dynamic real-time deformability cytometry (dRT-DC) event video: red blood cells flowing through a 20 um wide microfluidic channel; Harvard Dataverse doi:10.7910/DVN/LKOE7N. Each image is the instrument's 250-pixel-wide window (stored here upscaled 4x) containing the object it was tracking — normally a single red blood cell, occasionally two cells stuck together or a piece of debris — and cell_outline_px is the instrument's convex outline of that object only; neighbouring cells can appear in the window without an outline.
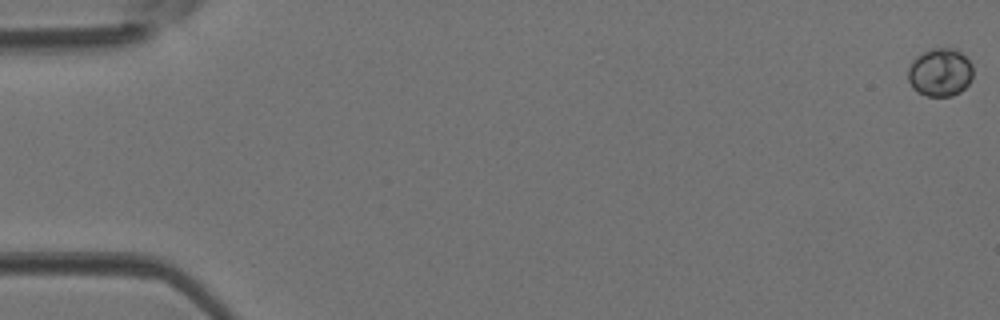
{"species": "Egyptian fruit bat (a non-hibernating species)", "species_latin": "Rousettus aegyptiacus", "temperature_condition": "room temperature", "stored_images_in_passage": 44, "camera_frame_rate_fps": 3000, "um_per_image_px": 0.085, "animal": {"sex": "female"}, "frame": {"image": 1, "passage_image": 1, "time_ms": 0.0, "image_size_px": [1000, 320], "cell_outline_px": [[972, 80], [960, 92], [952, 96], [928, 96], [916, 92], [912, 88], [908, 80], [908, 68], [912, 60], [916, 56], [932, 48], [956, 48], [972, 64]], "centroid_in_image_um": [79.89, 6.16], "position_along_channel_um": 5.1, "area_um2": 18.38}}
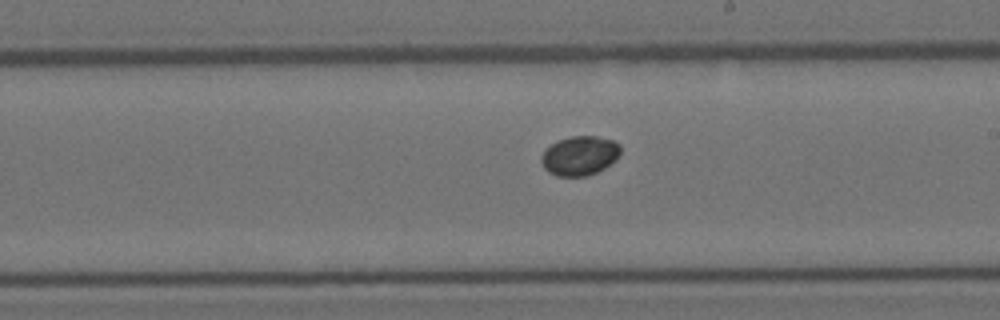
{"frame": {"image": 2, "passage_image": 26, "time_ms": 8.333, "image_size_px": [1000, 320], "cell_outline_px": [[620, 152], [616, 160], [604, 168], [588, 176], [556, 176], [548, 172], [544, 168], [540, 160], [540, 156], [552, 144], [560, 140], [572, 136], [596, 136], [612, 140], [620, 144]], "centroid_in_image_um": [49.28, 13.24], "position_along_channel_um": 239.7, "area_um2": 18.09}}
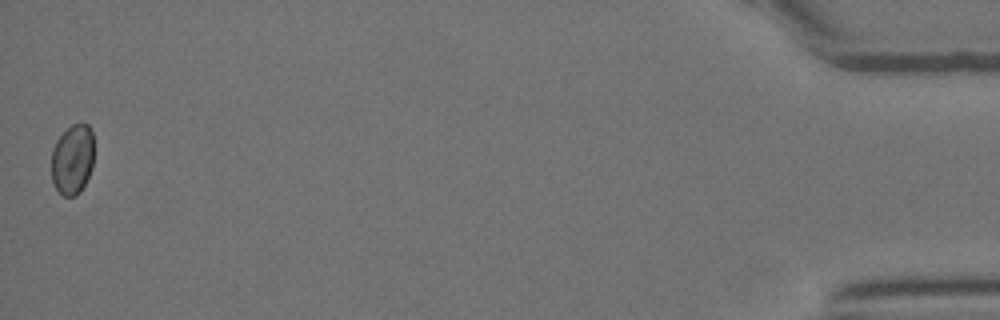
{"frame": {"image": 3, "passage_image": 44, "time_ms": 14.333, "image_size_px": [1000, 320], "cell_outline_px": [[92, 168], [80, 192], [76, 196], [64, 196], [56, 188], [52, 180], [52, 148], [56, 140], [72, 124], [88, 124], [92, 132]], "centroid_in_image_um": [6.15, 13.55], "position_along_channel_um": 429.1, "area_um2": 17.17}}